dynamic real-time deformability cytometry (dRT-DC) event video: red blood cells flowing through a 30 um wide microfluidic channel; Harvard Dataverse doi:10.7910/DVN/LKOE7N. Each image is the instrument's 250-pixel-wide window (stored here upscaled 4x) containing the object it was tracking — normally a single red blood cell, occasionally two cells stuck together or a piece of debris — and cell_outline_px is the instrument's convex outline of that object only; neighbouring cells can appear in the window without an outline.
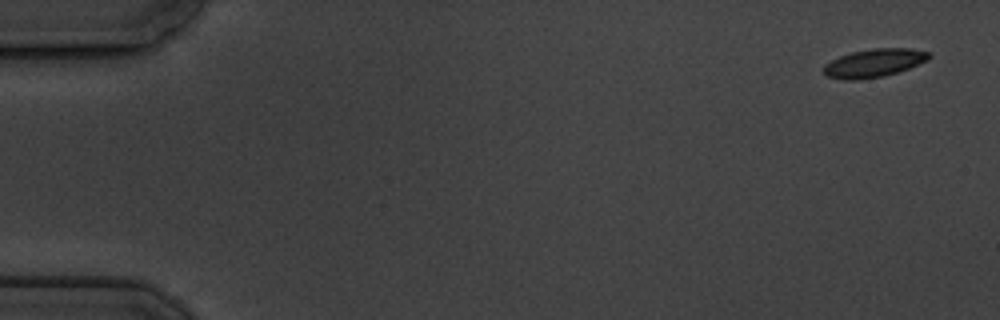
{"species": "common noctule bat (a hibernating species)", "species_latin": "Nyctalus noctula", "temperature_condition": "cold", "stored_images_in_passage": 10, "camera_frame_rate_fps": 3000, "um_per_image_px": 0.085, "animal": {"sex": "male", "body_mass_g": 19.5, "forearm_length_mm": 54.6}, "frame": {"image": 1, "passage_image": 1, "time_ms": 0.0, "image_size_px": [1000, 320], "cell_outline_px": [[932, 56], [928, 60], [908, 68], [884, 76], [856, 80], [844, 80], [828, 76], [824, 72], [824, 64], [840, 56], [852, 52], [876, 48], [908, 48], [928, 52]], "centroid_in_image_um": [74.29, 5.35], "position_along_channel_um": 10.7, "area_um2": 17.11}}
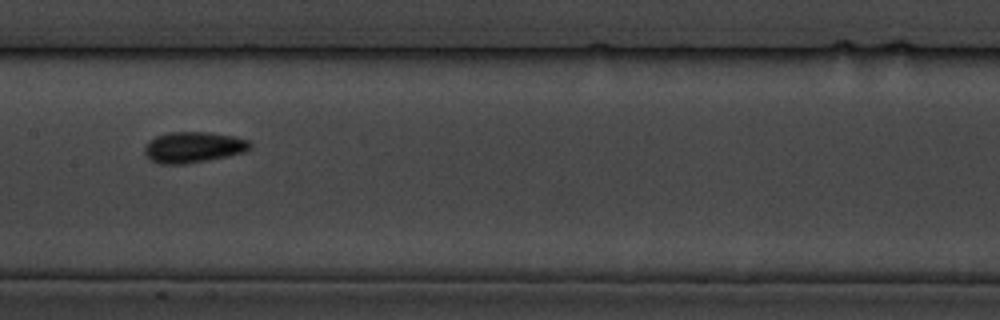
{"frame": {"image": 2, "passage_image": 8, "time_ms": 9.0, "image_size_px": [1000, 320], "cell_outline_px": [[252, 144], [244, 152], [228, 156], [184, 164], [160, 164], [152, 160], [144, 152], [144, 148], [148, 140], [156, 136], [168, 132], [208, 132], [232, 136], [248, 140]], "centroid_in_image_um": [16.4, 12.51], "position_along_channel_um": 191.0, "area_um2": 18.84}}
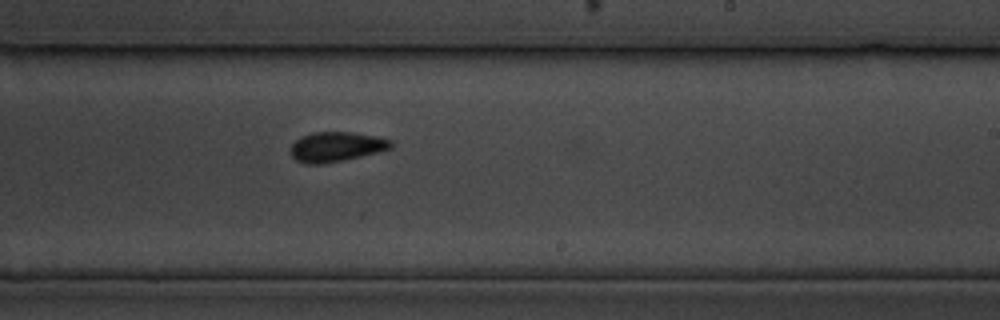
{"frame": {"image": 3, "passage_image": 10, "time_ms": 11.0, "image_size_px": [1000, 320], "cell_outline_px": [[392, 148], [344, 160], [324, 164], [304, 164], [296, 160], [292, 156], [292, 144], [300, 136], [312, 132], [352, 132], [376, 136], [392, 140]], "centroid_in_image_um": [28.57, 12.47], "position_along_channel_um": 260.4, "area_um2": 17.4}}